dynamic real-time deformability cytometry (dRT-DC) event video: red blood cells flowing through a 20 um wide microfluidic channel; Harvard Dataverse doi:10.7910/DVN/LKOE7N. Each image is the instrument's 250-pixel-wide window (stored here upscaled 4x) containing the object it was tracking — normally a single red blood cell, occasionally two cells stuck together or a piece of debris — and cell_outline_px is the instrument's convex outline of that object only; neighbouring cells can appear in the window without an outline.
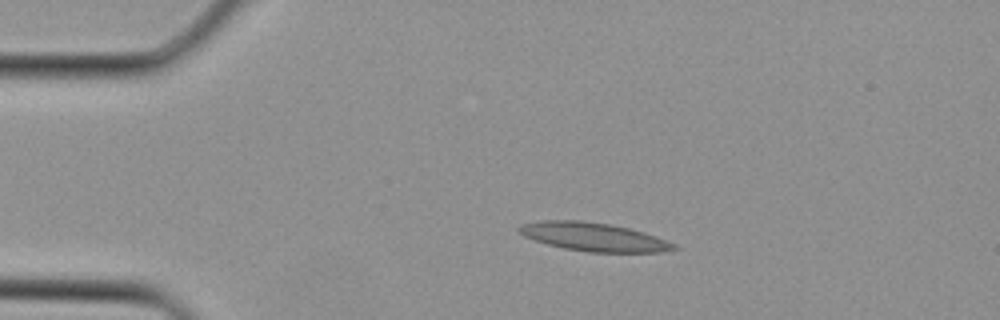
{"species": "Egyptian fruit bat (a non-hibernating species)", "species_latin": "Rousettus aegyptiacus", "temperature_condition": "cold", "stored_images_in_passage": 2, "camera_frame_rate_fps": 3000, "um_per_image_px": 0.085, "animal": {"sex": "female"}, "frame": {"image": 1, "passage_image": 1, "time_ms": 0.0, "image_size_px": [1000, 320], "cell_outline_px": [[680, 248], [660, 252], [588, 252], [564, 248], [548, 244], [524, 236], [516, 232], [516, 228], [520, 224], [540, 220], [580, 220], [608, 224], [628, 228], [644, 232], [656, 236], [676, 244]], "centroid_in_image_um": [50.43, 20.13], "position_along_channel_um": 34.6, "area_um2": 25.72}}